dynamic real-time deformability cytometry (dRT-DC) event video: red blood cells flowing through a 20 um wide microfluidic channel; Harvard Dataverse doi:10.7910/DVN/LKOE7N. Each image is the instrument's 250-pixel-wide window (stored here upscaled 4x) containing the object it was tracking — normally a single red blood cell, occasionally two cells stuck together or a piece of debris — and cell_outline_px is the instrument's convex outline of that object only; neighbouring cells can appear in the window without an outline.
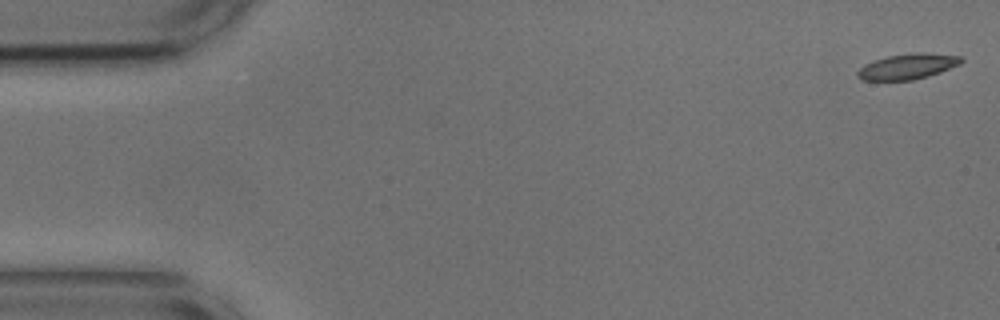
{"species": "common noctule bat (a hibernating species)", "species_latin": "Nyctalus noctula", "temperature_condition": "cold", "stored_images_in_passage": 16, "camera_frame_rate_fps": 3000, "um_per_image_px": 0.085, "animal": {"sex": "male", "body_mass_g": 17.9, "forearm_length_mm": 54.2}, "frame": {"image": 1, "passage_image": 1, "time_ms": 0.0, "image_size_px": [1000, 320], "cell_outline_px": [[964, 60], [960, 64], [940, 72], [928, 76], [912, 80], [860, 80], [856, 76], [856, 72], [864, 64], [888, 56], [916, 52], [920, 52], [960, 56]], "centroid_in_image_um": [77.13, 5.65], "position_along_channel_um": 7.9, "area_um2": 15.32}}
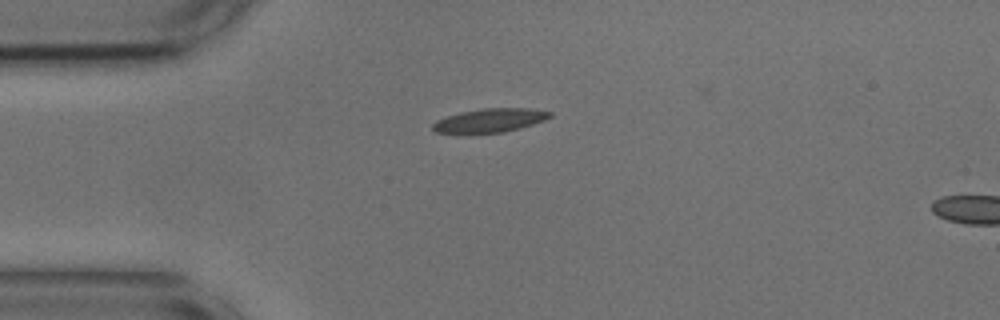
{"frame": {"image": 2, "passage_image": 13, "time_ms": 4.0, "image_size_px": [1000, 320], "cell_outline_px": [[552, 116], [544, 120], [520, 128], [504, 132], [464, 136], [436, 132], [432, 128], [432, 124], [436, 120], [460, 112], [484, 108], [528, 108], [552, 112]], "centroid_in_image_um": [41.56, 10.28], "position_along_channel_um": 43.4, "area_um2": 16.82}}